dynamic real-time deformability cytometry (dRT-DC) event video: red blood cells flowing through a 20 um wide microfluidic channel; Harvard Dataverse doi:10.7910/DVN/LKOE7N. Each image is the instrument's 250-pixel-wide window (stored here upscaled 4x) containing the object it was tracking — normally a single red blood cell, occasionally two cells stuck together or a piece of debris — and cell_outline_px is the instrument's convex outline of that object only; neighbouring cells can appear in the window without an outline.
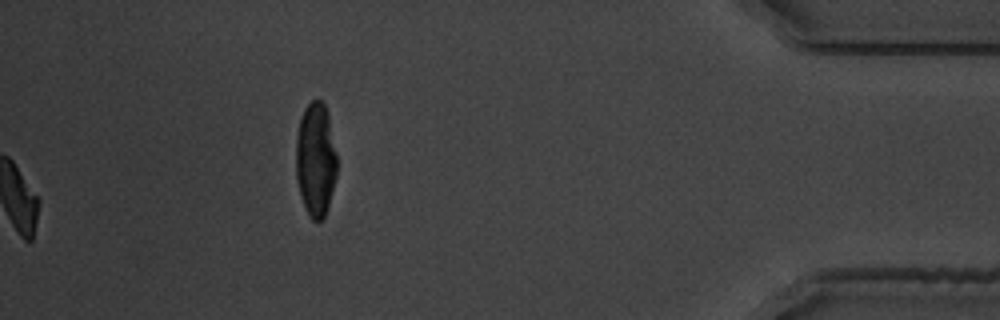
{"species": "common noctule bat (a hibernating species)", "species_latin": "Nyctalus noctula", "temperature_condition": "warm", "stored_images_in_passage": 46, "camera_frame_rate_fps": 3000, "um_per_image_px": 0.085, "animal": {"sex": "male", "body_mass_g": 19.5, "forearm_length_mm": 54.6}, "frame": {"image": 1, "passage_image": 46, "time_ms": 15.0, "image_size_px": [1000, 320], "cell_outline_px": [[336, 176], [328, 208], [324, 216], [320, 220], [312, 220], [308, 216], [296, 180], [296, 136], [300, 120], [304, 108], [312, 100], [320, 100], [324, 104], [328, 112], [336, 152]], "centroid_in_image_um": [26.83, 13.55], "position_along_channel_um": 408.4, "area_um2": 27.22}, "authors_computed_cell_mechanics": {"area_um2": 18.6983, "velocity_mm_per_s": 3.5601, "shape_relaxation_time_tau1_ms": 3.4371, "shape_relaxation_time_tau2_ms": null, "deformation_change_tau1": 0.1454, "deformation_change_tau2": null}}